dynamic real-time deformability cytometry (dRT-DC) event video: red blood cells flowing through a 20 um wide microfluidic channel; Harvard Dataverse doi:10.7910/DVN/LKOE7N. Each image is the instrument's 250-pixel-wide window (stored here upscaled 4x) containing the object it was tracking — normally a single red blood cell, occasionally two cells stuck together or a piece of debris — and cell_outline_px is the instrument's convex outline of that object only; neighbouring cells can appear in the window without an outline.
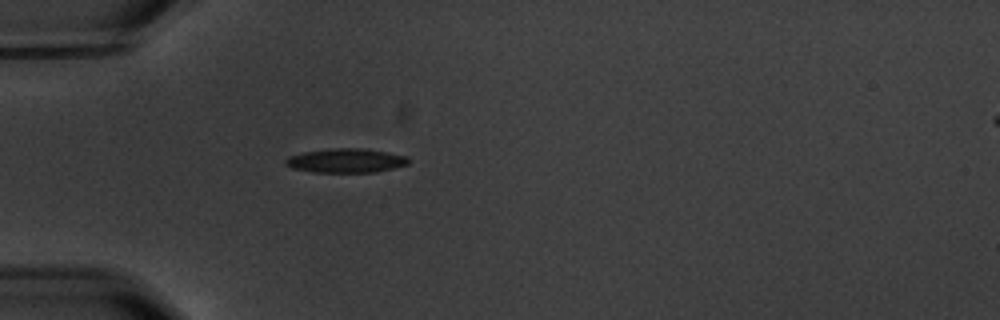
{"species": "common noctule bat (a hibernating species)", "species_latin": "Nyctalus noctula", "temperature_condition": "warm", "stored_images_in_passage": 1, "camera_frame_rate_fps": 3000, "um_per_image_px": 0.085, "animal": {"sex": "male", "body_mass_g": 20.1, "forearm_length_mm": 53.5}, "frame": {"image": 1, "passage_image": 1, "time_ms": 0.0, "image_size_px": [1000, 320], "cell_outline_px": [[408, 164], [376, 172], [312, 172], [292, 168], [284, 164], [284, 160], [288, 156], [304, 152], [332, 148], [368, 148], [408, 156]], "centroid_in_image_um": [29.39, 13.64], "position_along_channel_um": 55.6, "area_um2": 17.4}}